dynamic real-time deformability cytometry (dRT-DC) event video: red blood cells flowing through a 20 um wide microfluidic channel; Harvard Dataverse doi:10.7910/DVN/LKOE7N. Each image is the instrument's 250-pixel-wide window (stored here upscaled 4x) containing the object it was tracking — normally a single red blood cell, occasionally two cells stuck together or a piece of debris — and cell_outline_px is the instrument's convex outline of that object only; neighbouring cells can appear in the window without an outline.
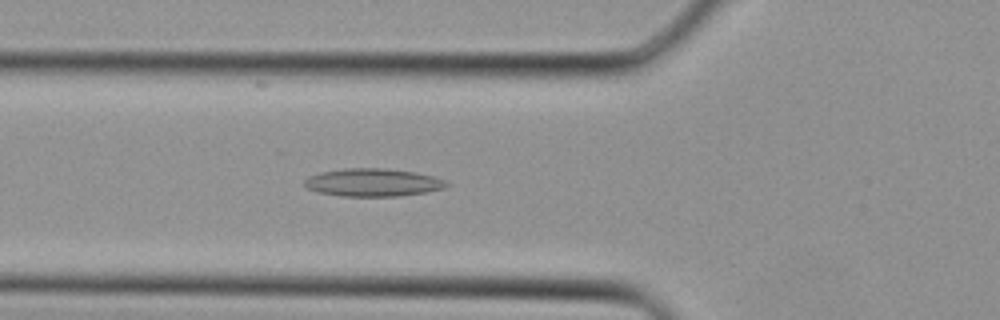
{"species": "Egyptian fruit bat (a non-hibernating species)", "species_latin": "Rousettus aegyptiacus", "temperature_condition": "cold", "stored_images_in_passage": 34, "camera_frame_rate_fps": 3000, "um_per_image_px": 0.085, "animal": {"sex": "female"}, "frame": {"image": 1, "passage_image": 12, "time_ms": 3.667, "image_size_px": [1000, 320], "cell_outline_px": [[448, 184], [444, 188], [424, 192], [400, 196], [340, 196], [320, 192], [308, 188], [304, 184], [304, 180], [308, 176], [320, 172], [344, 168], [384, 168], [412, 172], [432, 176], [448, 180]], "centroid_in_image_um": [31.68, 15.5], "position_along_channel_um": 94.1, "area_um2": 22.95}}
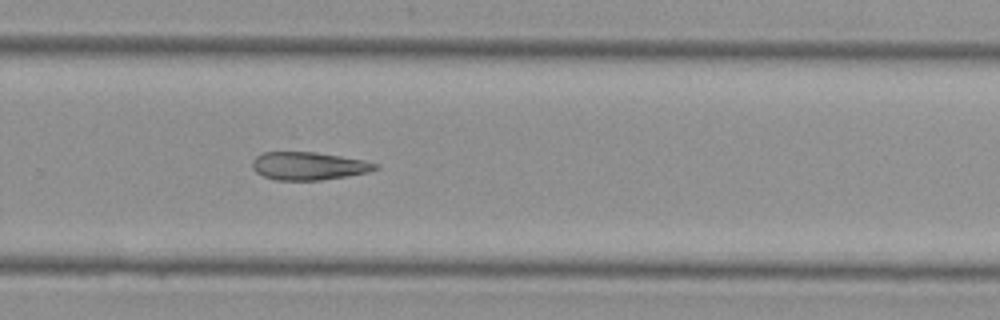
{"frame": {"image": 2, "passage_image": 23, "time_ms": 7.333, "image_size_px": [1000, 320], "cell_outline_px": [[380, 168], [368, 172], [348, 176], [320, 180], [276, 180], [264, 176], [256, 172], [252, 168], [252, 160], [256, 156], [264, 152], [316, 152], [364, 160], [380, 164]], "centroid_in_image_um": [26.25, 14.1], "position_along_channel_um": 303.5, "area_um2": 20.11}}
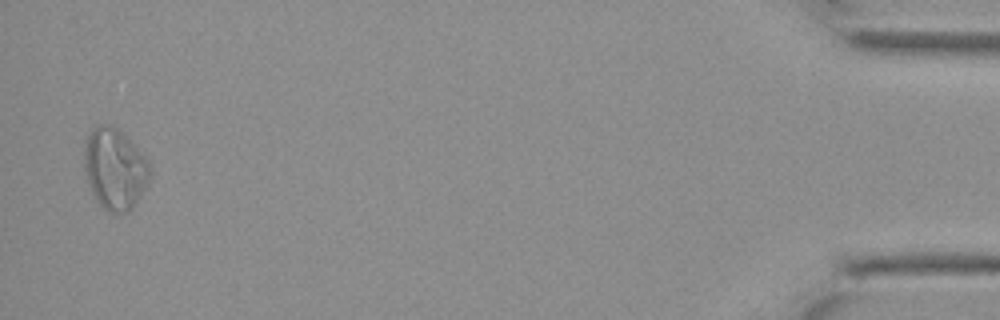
{"frame": {"image": 3, "passage_image": 34, "time_ms": 11.0, "image_size_px": [1000, 320], "cell_outline_px": [[152, 176], [148, 184], [132, 208], [128, 212], [108, 212], [92, 196], [88, 184], [84, 168], [84, 140], [92, 128], [96, 124], [112, 124], [148, 160], [152, 172]], "centroid_in_image_um": [9.74, 14.35], "position_along_channel_um": 425.5, "area_um2": 31.27}}